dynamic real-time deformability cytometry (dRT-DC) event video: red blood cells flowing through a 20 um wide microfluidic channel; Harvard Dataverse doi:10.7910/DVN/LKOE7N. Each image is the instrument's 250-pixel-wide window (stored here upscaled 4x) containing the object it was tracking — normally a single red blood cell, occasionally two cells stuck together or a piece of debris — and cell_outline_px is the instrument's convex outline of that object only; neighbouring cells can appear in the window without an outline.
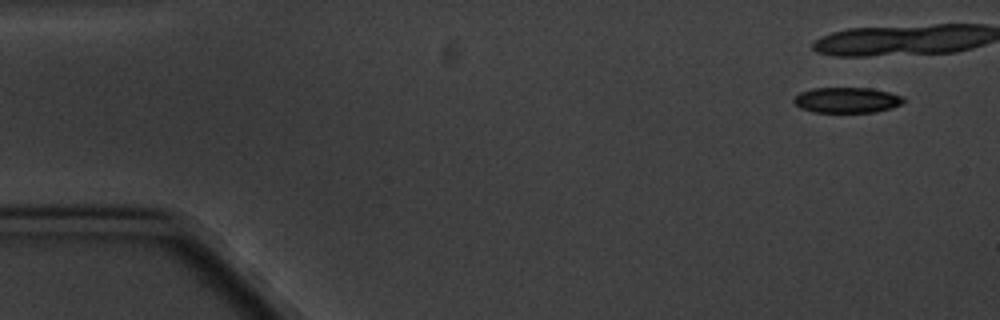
{"species": "common noctule bat (a hibernating species)", "species_latin": "Nyctalus noctula", "temperature_condition": "cold", "stored_images_in_passage": 7, "camera_frame_rate_fps": 3000, "um_per_image_px": 0.085, "animal": {"sex": "male", "body_mass_g": 20.1, "forearm_length_mm": 53.5}, "frame": {"image": 1, "passage_image": 1, "time_ms": 0.0, "image_size_px": [1000, 320], "cell_outline_px": [[904, 100], [900, 104], [892, 108], [876, 112], [812, 112], [800, 108], [792, 100], [800, 92], [812, 88], [868, 88], [888, 92], [900, 96]], "centroid_in_image_um": [71.94, 8.51], "position_along_channel_um": 13.1, "area_um2": 16.18}}